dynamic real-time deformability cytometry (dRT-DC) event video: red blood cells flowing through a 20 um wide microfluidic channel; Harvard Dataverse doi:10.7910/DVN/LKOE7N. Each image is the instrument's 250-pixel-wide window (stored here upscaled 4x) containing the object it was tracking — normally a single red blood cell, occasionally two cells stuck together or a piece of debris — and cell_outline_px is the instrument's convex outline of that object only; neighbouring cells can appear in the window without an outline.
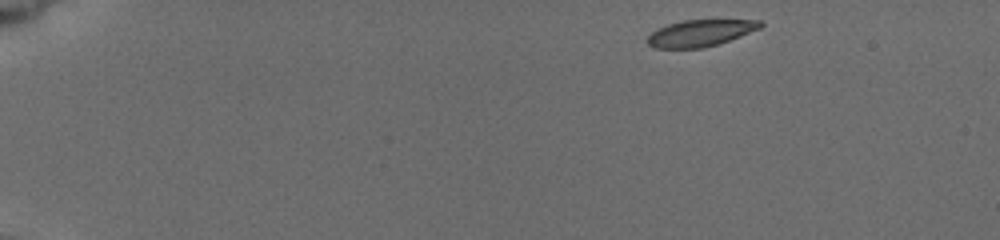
{"species": "common noctule bat (a hibernating species)", "species_latin": "Nyctalus noctula", "temperature_condition": "cold", "stored_images_in_passage": 6, "camera_frame_rate_fps": 3000, "um_per_image_px": 0.085, "animal": {"sex": "female", "body_mass_g": 19.5, "forearm_length_mm": 54.1}, "frame": {"image": 1, "passage_image": 1, "time_ms": 0.0, "image_size_px": [1000, 240], "cell_outline_px": [[764, 24], [760, 28], [740, 36], [704, 48], [652, 48], [648, 44], [648, 36], [656, 28], [668, 24], [684, 20], [760, 20]], "centroid_in_image_um": [59.5, 2.81], "position_along_channel_um": 25.5, "area_um2": 17.4}}
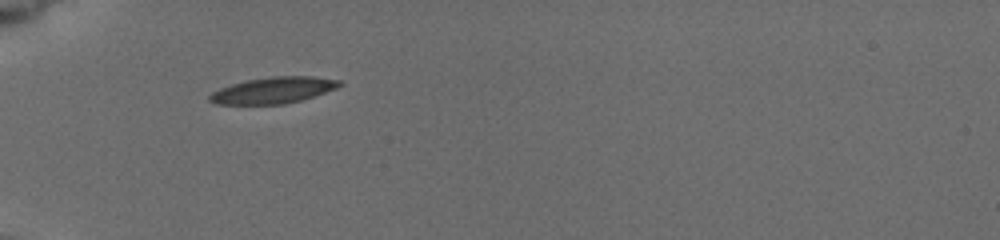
{"frame": {"image": 2, "passage_image": 5, "time_ms": 3.667, "image_size_px": [1000, 240], "cell_outline_px": [[344, 84], [336, 88], [300, 100], [284, 104], [216, 104], [208, 100], [208, 96], [212, 92], [220, 88], [232, 84], [248, 80], [272, 76], [312, 76], [340, 80]], "centroid_in_image_um": [23.22, 7.67], "position_along_channel_um": 61.8, "area_um2": 19.71}}